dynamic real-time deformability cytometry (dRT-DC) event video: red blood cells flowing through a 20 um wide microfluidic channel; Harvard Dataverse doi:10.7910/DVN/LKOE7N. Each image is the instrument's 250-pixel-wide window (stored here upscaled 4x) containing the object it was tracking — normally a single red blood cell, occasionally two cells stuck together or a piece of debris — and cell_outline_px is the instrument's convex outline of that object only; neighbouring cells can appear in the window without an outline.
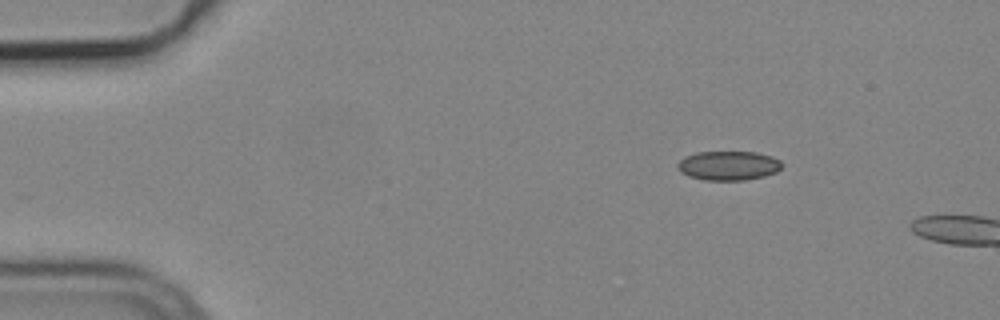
{"species": "common noctule bat (a hibernating species)", "species_latin": "Nyctalus noctula", "temperature_condition": "cold", "stored_images_in_passage": 2, "camera_frame_rate_fps": 3000, "um_per_image_px": 0.085, "animal": {"sex": "male", "body_mass_g": 19.2, "forearm_length_mm": 51.8}, "frame": {"image": 1, "passage_image": 1, "time_ms": 0.0, "image_size_px": [1000, 320], "cell_outline_px": [[780, 168], [776, 172], [764, 176], [744, 180], [704, 180], [688, 176], [680, 172], [676, 168], [676, 164], [684, 156], [696, 152], [756, 152], [772, 156], [780, 160]], "centroid_in_image_um": [61.86, 14.07], "position_along_channel_um": 23.1, "area_um2": 17.86}}